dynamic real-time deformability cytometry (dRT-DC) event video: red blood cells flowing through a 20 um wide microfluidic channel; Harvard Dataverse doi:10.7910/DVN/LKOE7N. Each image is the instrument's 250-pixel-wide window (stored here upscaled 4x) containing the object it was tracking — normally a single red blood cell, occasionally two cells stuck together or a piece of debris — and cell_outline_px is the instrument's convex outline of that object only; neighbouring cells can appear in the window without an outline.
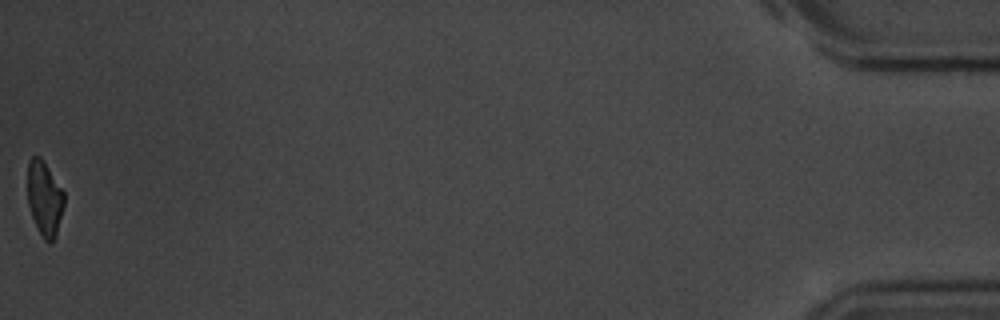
{"species": "common noctule bat (a hibernating species)", "species_latin": "Nyctalus noctula", "temperature_condition": "room temperature", "stored_images_in_passage": 39, "camera_frame_rate_fps": 3000, "um_per_image_px": 0.085, "animal": {"sex": "male", "body_mass_g": 20.1, "forearm_length_mm": 53.5}, "frame": {"image": 1, "passage_image": 39, "time_ms": 12.667, "image_size_px": [1000, 320], "cell_outline_px": [[64, 204], [56, 236], [48, 244], [44, 240], [32, 216], [28, 204], [28, 160], [32, 156], [40, 156], [44, 160], [64, 192]], "centroid_in_image_um": [3.79, 16.83], "position_along_channel_um": 431.4, "area_um2": 15.84}, "authors_computed_cell_mechanics": {"area_um2": 17.5134, "velocity_mm_per_s": 3.7189, "shape_relaxation_time_tau1_ms": 3.6112, "shape_relaxation_time_tau2_ms": 5.1365, "deformation_change_tau1": 0.1197, "deformation_change_tau2": 0.1368}}